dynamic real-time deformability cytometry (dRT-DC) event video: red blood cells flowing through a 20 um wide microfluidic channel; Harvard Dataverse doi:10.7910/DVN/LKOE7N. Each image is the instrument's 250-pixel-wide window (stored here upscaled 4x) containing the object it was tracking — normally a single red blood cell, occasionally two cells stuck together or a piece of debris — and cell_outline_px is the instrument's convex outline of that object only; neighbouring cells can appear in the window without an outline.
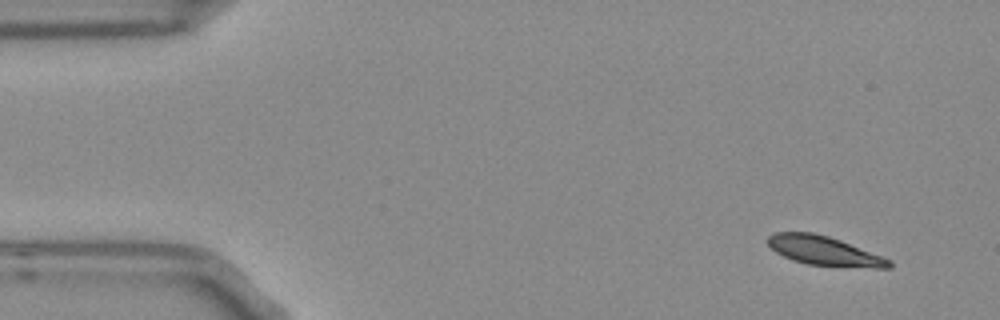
{"species": "Egyptian fruit bat (a non-hibernating species)", "species_latin": "Rousettus aegyptiacus", "temperature_condition": "room temperature", "stored_images_in_passage": 4, "camera_frame_rate_fps": 3000, "um_per_image_px": 0.085, "frame": {"image": 1, "passage_image": 1, "time_ms": 0.0, "image_size_px": [1000, 320], "cell_outline_px": [[892, 268], [876, 268], [808, 264], [792, 260], [776, 252], [768, 244], [768, 236], [772, 232], [812, 232], [828, 236], [840, 240], [892, 260]], "centroid_in_image_um": [70.05, 21.31], "position_along_channel_um": 14.9, "area_um2": 20.46}}
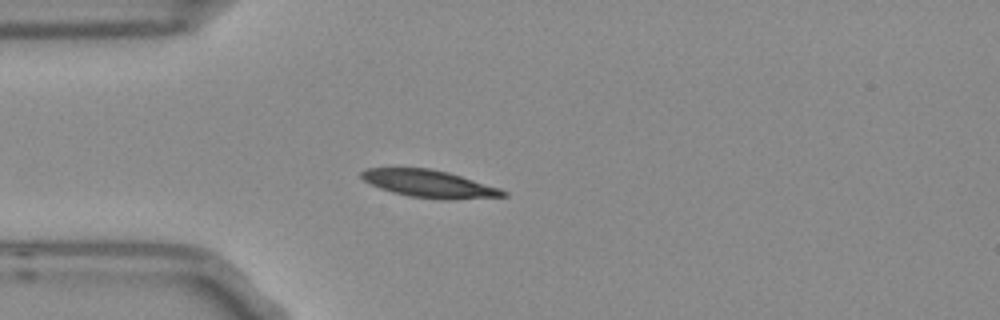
{"frame": {"image": 2, "passage_image": 3, "time_ms": 0.667, "image_size_px": [1000, 320], "cell_outline_px": [[508, 196], [448, 200], [440, 200], [408, 196], [392, 192], [380, 188], [364, 180], [360, 176], [360, 172], [364, 168], [432, 168], [448, 172], [500, 188], [508, 192]], "centroid_in_image_um": [36.5, 15.63], "position_along_channel_um": 48.5, "area_um2": 22.77}}